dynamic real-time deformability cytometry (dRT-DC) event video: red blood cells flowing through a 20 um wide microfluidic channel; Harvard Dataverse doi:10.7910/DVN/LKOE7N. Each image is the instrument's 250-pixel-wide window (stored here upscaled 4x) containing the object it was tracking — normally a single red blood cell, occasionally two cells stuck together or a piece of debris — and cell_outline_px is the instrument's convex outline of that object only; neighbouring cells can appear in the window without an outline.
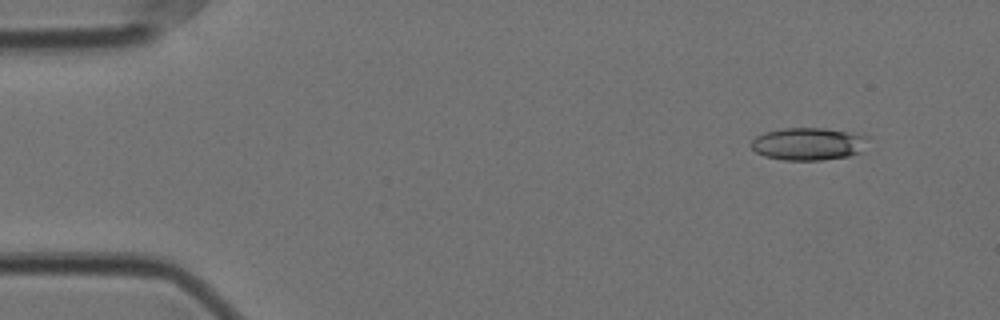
{"species": "Egyptian fruit bat (a non-hibernating species)", "species_latin": "Rousettus aegyptiacus", "temperature_condition": "cold", "stored_images_in_passage": 57, "camera_frame_rate_fps": 3000, "um_per_image_px": 0.085, "animal": {"sex": "female"}, "frame": {"image": 1, "passage_image": 5, "time_ms": 1.333, "image_size_px": [1000, 320], "cell_outline_px": [[872, 136], [860, 152], [848, 156], [820, 160], [784, 160], [764, 156], [756, 152], [752, 148], [752, 140], [756, 136], [764, 132], [784, 128], [824, 128]], "centroid_in_image_um": [68.73, 12.22], "position_along_channel_um": 16.3, "area_um2": 22.2}}
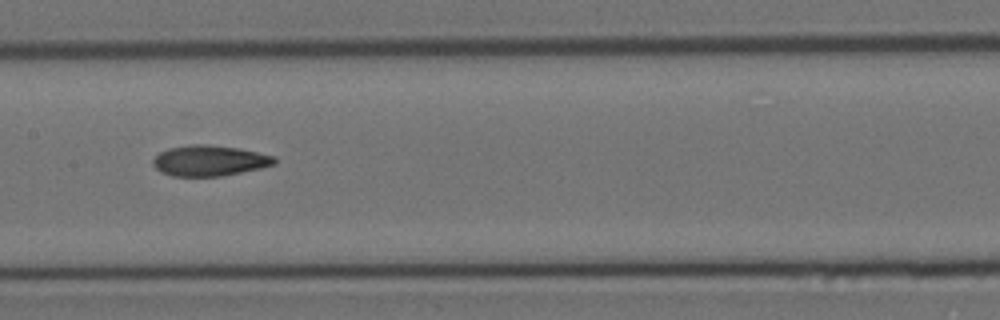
{"frame": {"image": 2, "passage_image": 28, "time_ms": 9.0, "image_size_px": [1000, 320], "cell_outline_px": [[276, 164], [260, 168], [220, 176], [172, 176], [160, 172], [152, 164], [152, 160], [160, 152], [168, 148], [192, 144], [208, 144], [236, 148], [276, 156]], "centroid_in_image_um": [17.78, 13.65], "position_along_channel_um": 189.6, "area_um2": 21.62}}
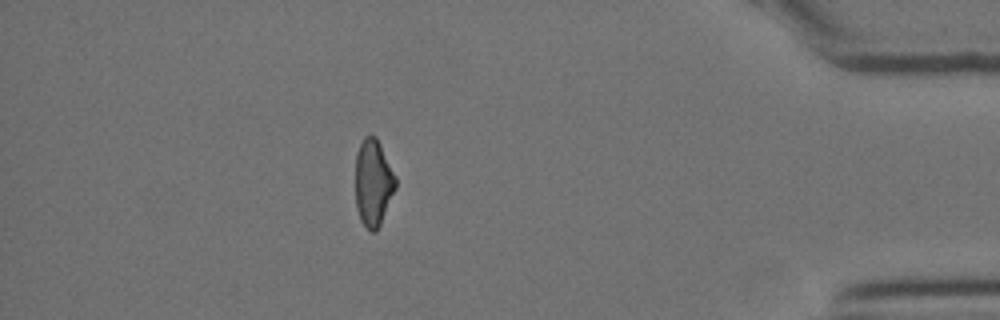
{"frame": {"image": 3, "passage_image": 50, "time_ms": 16.333, "image_size_px": [1000, 320], "cell_outline_px": [[396, 188], [380, 224], [376, 232], [372, 232], [360, 220], [356, 208], [356, 152], [364, 136], [376, 136], [396, 176]], "centroid_in_image_um": [31.72, 15.53], "position_along_channel_um": 403.5, "area_um2": 20.23}, "authors_computed_cell_mechanics": {"area_um2": 21.6172, "velocity_mm_per_s": 3.5419, "shape_relaxation_time_tau1_ms": 8.9129, "shape_relaxation_time_tau2_ms": 3.4221, "deformation_change_tau1": 0.2063, "deformation_change_tau2": 0.1029}}